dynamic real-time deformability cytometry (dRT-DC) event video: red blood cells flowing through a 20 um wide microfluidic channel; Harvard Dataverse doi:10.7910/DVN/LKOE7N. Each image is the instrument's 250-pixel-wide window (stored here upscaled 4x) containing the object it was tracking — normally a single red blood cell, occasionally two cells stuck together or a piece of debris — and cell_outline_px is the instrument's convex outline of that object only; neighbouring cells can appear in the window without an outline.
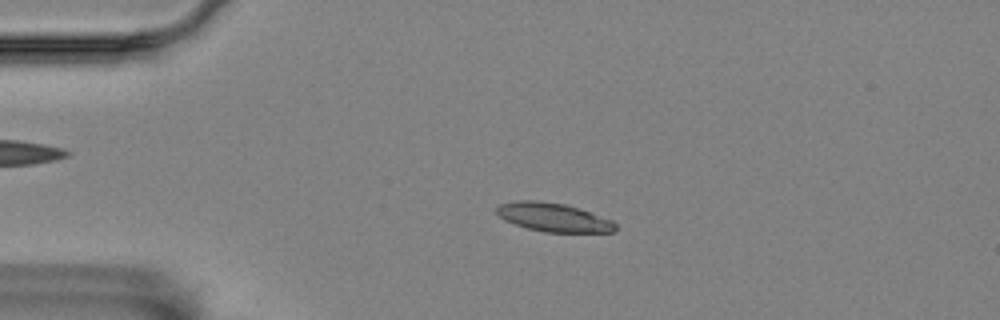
{"species": "Egyptian fruit bat (a non-hibernating species)", "species_latin": "Rousettus aegyptiacus", "temperature_condition": "room temperature", "stored_images_in_passage": 49, "camera_frame_rate_fps": 3000, "um_per_image_px": 0.085, "animal": {"sex": "female"}, "frame": {"image": 1, "passage_image": 13, "time_ms": 4.0, "image_size_px": [1000, 320], "cell_outline_px": [[616, 232], [544, 232], [528, 228], [504, 220], [496, 212], [496, 208], [500, 204], [520, 200], [536, 200], [564, 204], [612, 220], [616, 224]], "centroid_in_image_um": [47.03, 18.48], "position_along_channel_um": 38.0, "area_um2": 19.54}}
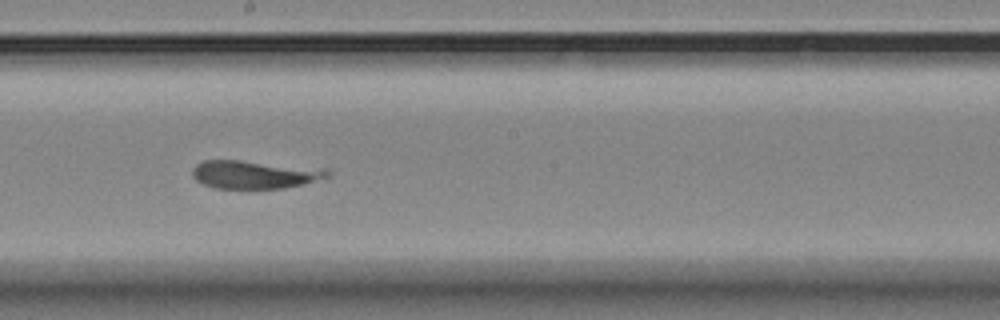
{"frame": {"image": 2, "passage_image": 32, "time_ms": 10.333, "image_size_px": [1000, 320], "cell_outline_px": [[332, 176], [304, 184], [284, 188], [216, 188], [204, 184], [196, 180], [192, 176], [192, 168], [196, 164], [204, 160], [240, 160], [328, 168], [332, 172]], "centroid_in_image_um": [21.71, 14.82], "position_along_channel_um": 226.5, "area_um2": 22.48}}
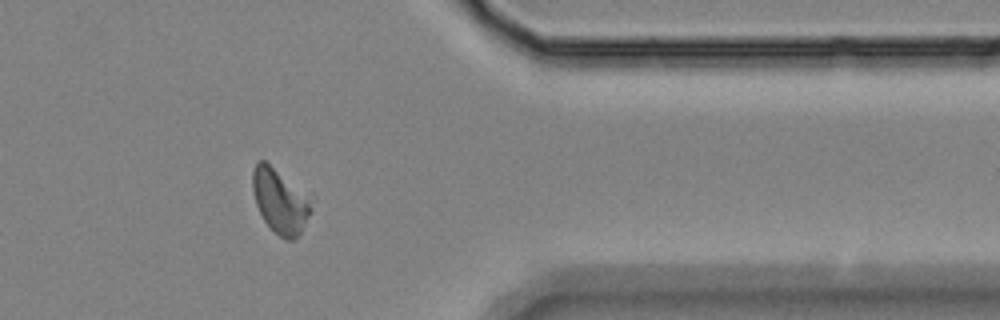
{"frame": {"image": 3, "passage_image": 47, "time_ms": 15.333, "image_size_px": [1000, 320], "cell_outline_px": [[312, 212], [300, 232], [292, 240], [288, 240], [280, 236], [264, 220], [256, 204], [252, 192], [252, 172], [256, 160], [264, 160], [308, 200], [312, 208]], "centroid_in_image_um": [23.73, 17.12], "position_along_channel_um": 387.7, "area_um2": 20.75}}